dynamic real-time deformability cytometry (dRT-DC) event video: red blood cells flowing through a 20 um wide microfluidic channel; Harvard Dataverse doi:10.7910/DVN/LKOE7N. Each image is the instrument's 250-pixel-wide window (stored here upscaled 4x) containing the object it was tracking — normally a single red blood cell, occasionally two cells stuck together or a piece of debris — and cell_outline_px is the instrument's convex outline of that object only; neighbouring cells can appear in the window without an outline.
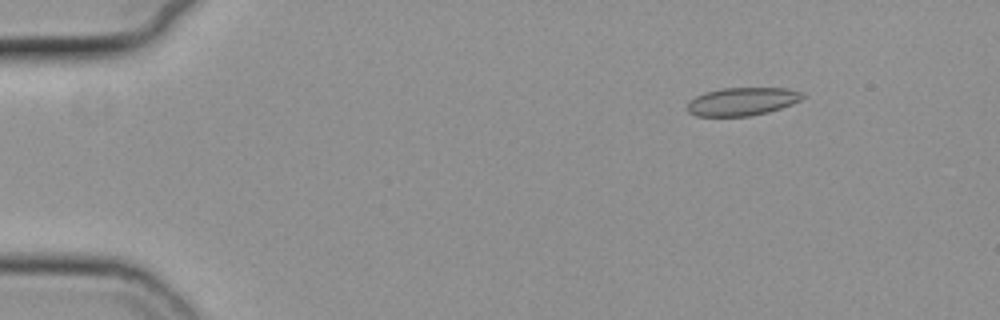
{"species": "common noctule bat (a hibernating species)", "species_latin": "Nyctalus noctula", "temperature_condition": "cold", "stored_images_in_passage": 19, "camera_frame_rate_fps": 3000, "um_per_image_px": 0.085, "animal": {"sex": "female", "body_mass_g": 19.3, "forearm_length_mm": 54.1}, "frame": {"image": 1, "passage_image": 8, "time_ms": 2.333, "image_size_px": [1000, 320], "cell_outline_px": [[804, 96], [800, 100], [792, 104], [768, 112], [748, 116], [696, 116], [688, 112], [684, 108], [696, 96], [704, 92], [724, 88], [788, 88], [804, 92]], "centroid_in_image_um": [63.08, 8.62], "position_along_channel_um": 21.9, "area_um2": 18.9}}
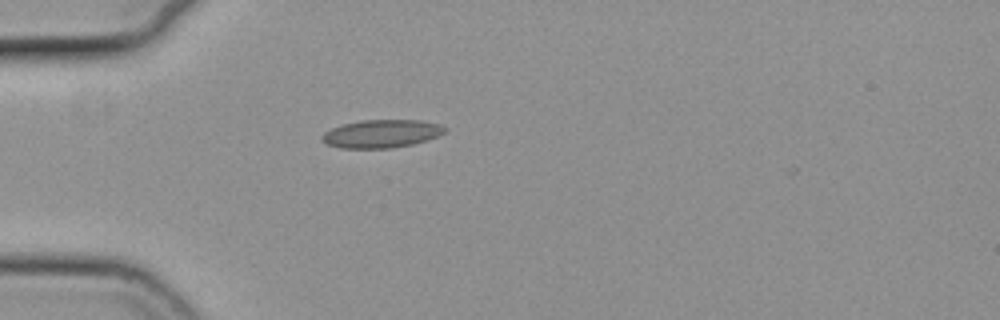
{"frame": {"image": 2, "passage_image": 17, "time_ms": 5.333, "image_size_px": [1000, 320], "cell_outline_px": [[444, 132], [436, 136], [412, 144], [392, 148], [340, 148], [328, 144], [320, 136], [324, 132], [332, 128], [344, 124], [360, 120], [420, 120], [440, 124], [444, 128]], "centroid_in_image_um": [32.39, 11.36], "position_along_channel_um": 52.6, "area_um2": 19.77}}